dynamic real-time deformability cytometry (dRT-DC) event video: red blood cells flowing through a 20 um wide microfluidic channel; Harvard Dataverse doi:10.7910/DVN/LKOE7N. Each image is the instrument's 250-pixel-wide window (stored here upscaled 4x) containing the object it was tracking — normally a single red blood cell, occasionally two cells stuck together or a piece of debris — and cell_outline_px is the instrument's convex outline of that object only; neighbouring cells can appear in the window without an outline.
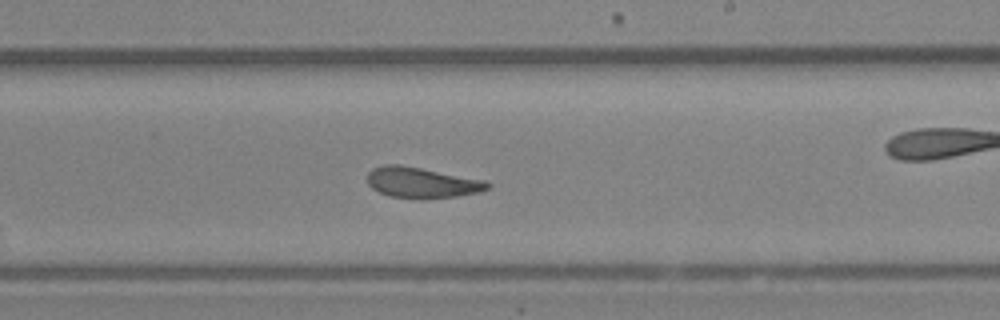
{"species": "Egyptian fruit bat (a non-hibernating species)", "species_latin": "Rousettus aegyptiacus", "temperature_condition": "room temperature", "stored_images_in_passage": 46, "camera_frame_rate_fps": 3000, "um_per_image_px": 0.085, "animal": {"sex": "female"}, "frame": {"image": 1, "passage_image": 27, "time_ms": 8.667, "image_size_px": [1000, 320], "cell_outline_px": [[492, 188], [480, 192], [456, 196], [424, 200], [420, 200], [388, 196], [372, 188], [368, 184], [368, 172], [372, 168], [384, 164], [400, 164], [484, 180], [492, 184]], "centroid_in_image_um": [35.86, 15.54], "position_along_channel_um": 253.1, "area_um2": 21.85}}